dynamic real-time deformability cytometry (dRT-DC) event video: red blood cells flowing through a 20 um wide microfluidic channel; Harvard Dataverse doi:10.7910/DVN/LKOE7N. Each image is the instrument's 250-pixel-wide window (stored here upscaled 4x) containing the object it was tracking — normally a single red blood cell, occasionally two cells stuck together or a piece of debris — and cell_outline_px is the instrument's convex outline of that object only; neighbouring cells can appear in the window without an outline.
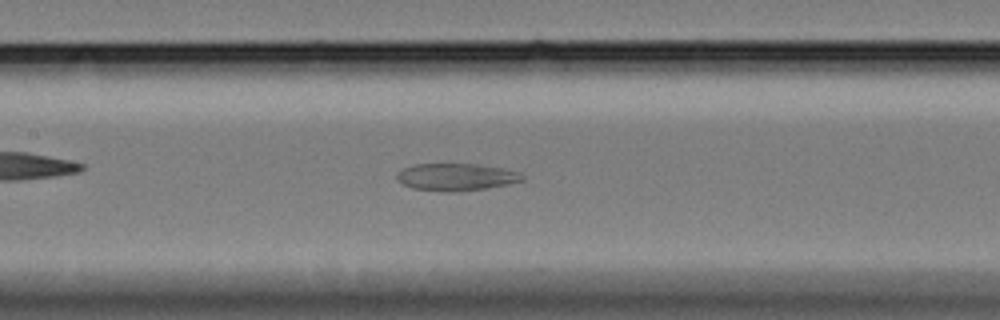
{"species": "Egyptian fruit bat (a non-hibernating species)", "species_latin": "Rousettus aegyptiacus", "temperature_condition": "cold", "stored_images_in_passage": 50, "camera_frame_rate_fps": 3000, "um_per_image_px": 0.085, "animal": {"sex": "female"}, "frame": {"image": 1, "passage_image": 18, "time_ms": 5.667, "image_size_px": [1000, 320], "cell_outline_px": [[524, 180], [508, 184], [488, 188], [452, 192], [444, 192], [412, 188], [396, 180], [396, 172], [412, 164], [476, 164], [504, 168], [520, 172], [524, 176]], "centroid_in_image_um": [38.77, 15.04], "position_along_channel_um": 168.6, "area_um2": 20.11}}
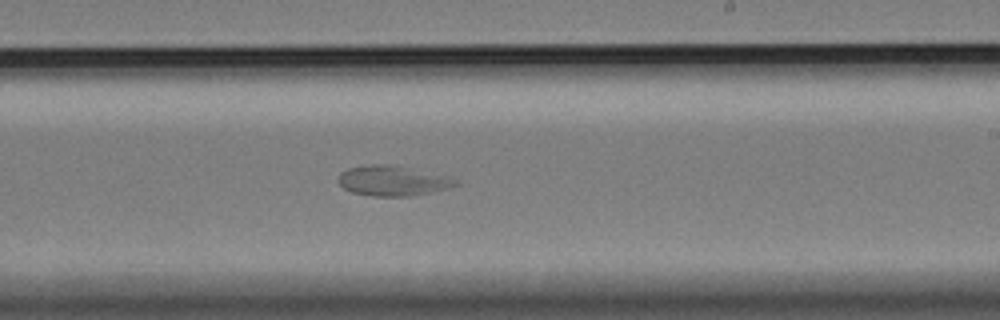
{"frame": {"image": 2, "passage_image": 26, "time_ms": 8.333, "image_size_px": [1000, 320], "cell_outline_px": [[460, 184], [448, 188], [432, 192], [412, 196], [372, 196], [352, 192], [344, 188], [336, 180], [340, 172], [348, 168], [372, 164], [384, 164], [444, 176], [456, 180]], "centroid_in_image_um": [33.3, 15.39], "position_along_channel_um": 255.7, "area_um2": 20.11}}
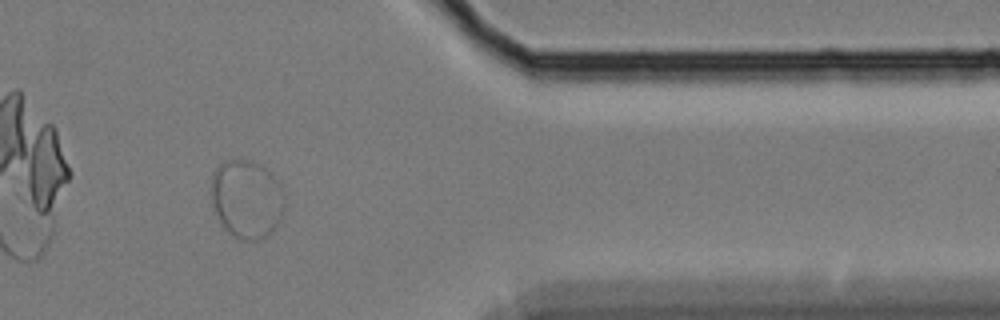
{"frame": {"image": 3, "passage_image": 40, "time_ms": 13.0, "image_size_px": [1000, 320], "cell_outline_px": [[284, 208], [280, 220], [276, 228], [268, 236], [260, 240], [240, 240], [232, 236], [224, 228], [212, 204], [212, 172], [224, 160], [252, 160], [260, 164], [272, 172], [280, 184], [284, 192]], "centroid_in_image_um": [21.0, 16.92], "position_along_channel_um": 390.4, "area_um2": 33.99}}